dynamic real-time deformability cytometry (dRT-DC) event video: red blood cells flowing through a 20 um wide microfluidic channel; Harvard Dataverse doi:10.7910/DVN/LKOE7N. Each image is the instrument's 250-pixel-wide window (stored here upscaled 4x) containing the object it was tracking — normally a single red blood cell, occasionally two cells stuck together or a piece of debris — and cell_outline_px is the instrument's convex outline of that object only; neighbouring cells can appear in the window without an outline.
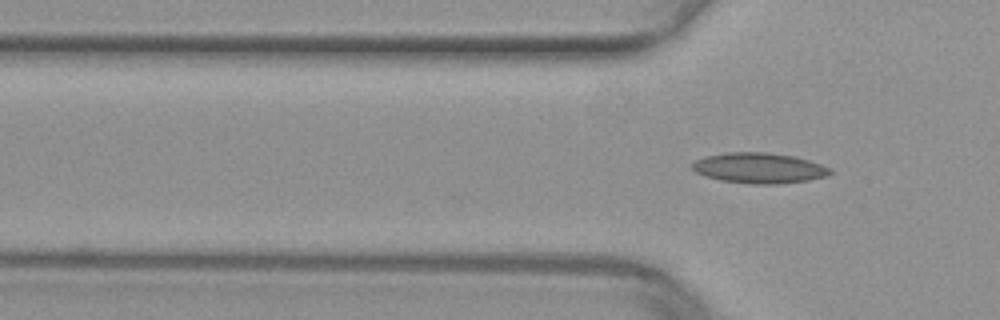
{"species": "common noctule bat (a hibernating species)", "species_latin": "Nyctalus noctula", "temperature_condition": "warm", "stored_images_in_passage": 6, "camera_frame_rate_fps": 3000, "um_per_image_px": 0.085, "animal": {"sex": "female", "body_mass_g": 29.2, "forearm_length_mm": 56.3}, "frame": {"image": 1, "passage_image": 6, "time_ms": 1.667, "image_size_px": [1000, 320], "cell_outline_px": [[832, 172], [828, 176], [808, 180], [780, 184], [748, 184], [720, 180], [704, 176], [696, 172], [692, 168], [692, 164], [696, 160], [704, 156], [728, 152], [764, 152], [796, 156], [832, 168]], "centroid_in_image_um": [64.53, 14.29], "position_along_channel_um": 61.3, "area_um2": 24.68}}